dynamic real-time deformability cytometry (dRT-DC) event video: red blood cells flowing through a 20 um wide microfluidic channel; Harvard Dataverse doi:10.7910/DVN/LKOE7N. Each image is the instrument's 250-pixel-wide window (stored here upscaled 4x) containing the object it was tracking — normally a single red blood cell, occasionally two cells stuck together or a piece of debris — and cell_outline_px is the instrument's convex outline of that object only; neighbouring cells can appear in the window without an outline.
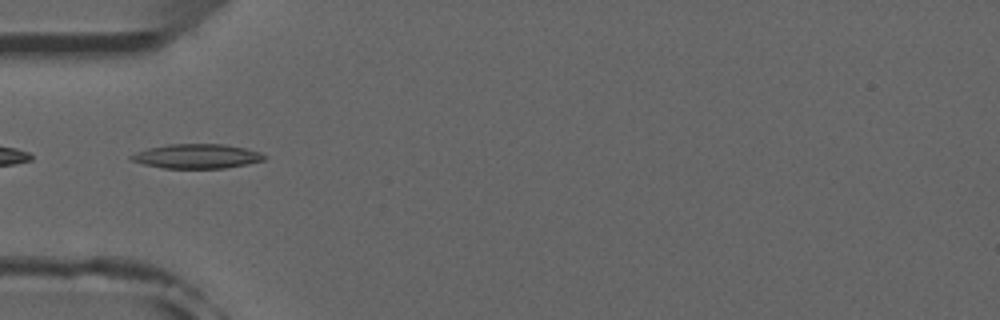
{"species": "common noctule bat (a hibernating species)", "species_latin": "Nyctalus noctula", "temperature_condition": "room temperature", "stored_images_in_passage": 11, "camera_frame_rate_fps": 3000, "um_per_image_px": 0.085, "animal": {"sex": "male", "forearm_length_mm": 52.5}, "frame": {"image": 1, "passage_image": 1, "time_ms": 0.0, "image_size_px": [1000, 320], "cell_outline_px": [[268, 156], [264, 160], [248, 164], [224, 168], [164, 168], [144, 164], [132, 160], [128, 156], [136, 152], [148, 148], [168, 144], [224, 144], [244, 148], [260, 152]], "centroid_in_image_um": [16.75, 13.28], "position_along_channel_um": 68.2, "area_um2": 18.9}}
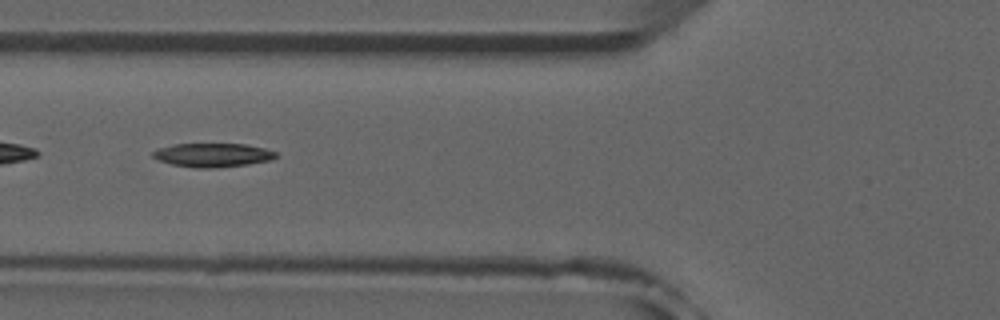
{"frame": {"image": 2, "passage_image": 4, "time_ms": 1.0, "image_size_px": [1000, 320], "cell_outline_px": [[276, 156], [268, 160], [248, 164], [216, 168], [196, 168], [172, 164], [160, 160], [152, 156], [152, 152], [160, 148], [172, 144], [248, 144], [264, 148], [276, 152]], "centroid_in_image_um": [18.07, 13.17], "position_along_channel_um": 107.7, "area_um2": 16.88}}
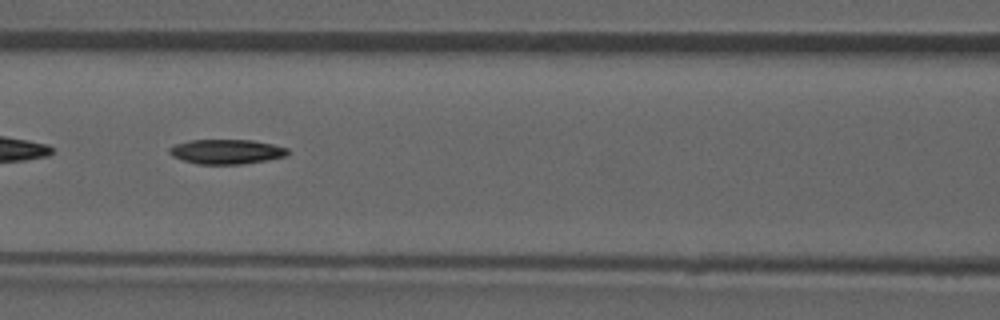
{"frame": {"image": 3, "passage_image": 7, "time_ms": 2.0, "image_size_px": [1000, 320], "cell_outline_px": [[288, 152], [284, 156], [264, 160], [240, 164], [196, 164], [172, 156], [168, 152], [168, 148], [176, 144], [192, 140], [252, 140], [272, 144], [288, 148]], "centroid_in_image_um": [19.21, 12.88], "position_along_channel_um": 147.4, "area_um2": 16.76}}